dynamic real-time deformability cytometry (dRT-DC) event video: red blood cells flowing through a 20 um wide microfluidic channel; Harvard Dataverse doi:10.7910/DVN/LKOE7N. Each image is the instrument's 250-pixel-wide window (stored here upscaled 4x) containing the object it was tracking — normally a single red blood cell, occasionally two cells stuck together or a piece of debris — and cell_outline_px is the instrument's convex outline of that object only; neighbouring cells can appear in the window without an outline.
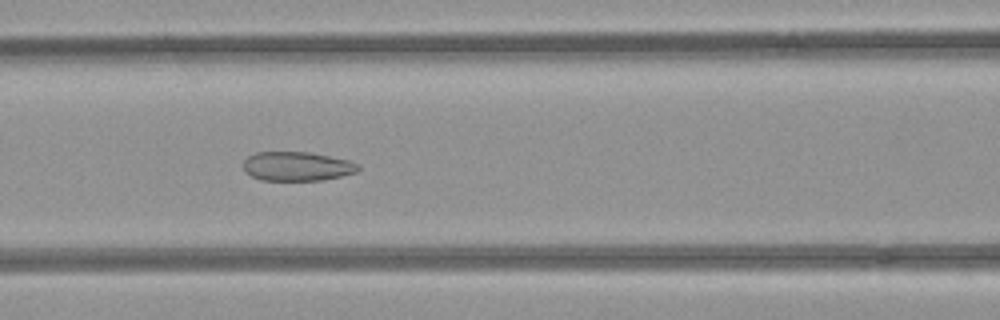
{"species": "common noctule bat (a hibernating species)", "species_latin": "Nyctalus noctula", "temperature_condition": "room temperature", "stored_images_in_passage": 40, "camera_frame_rate_fps": 3000, "um_per_image_px": 0.085, "animal": {"sex": "female", "body_mass_g": 21.9}, "frame": {"image": 1, "passage_image": 9, "time_ms": 2.667, "image_size_px": [1000, 320], "cell_outline_px": [[360, 168], [356, 172], [324, 180], [260, 180], [244, 172], [244, 160], [248, 156], [256, 152], [308, 152], [348, 160], [360, 164]], "centroid_in_image_um": [25.24, 14.14], "position_along_channel_um": 141.4, "area_um2": 19.48}}
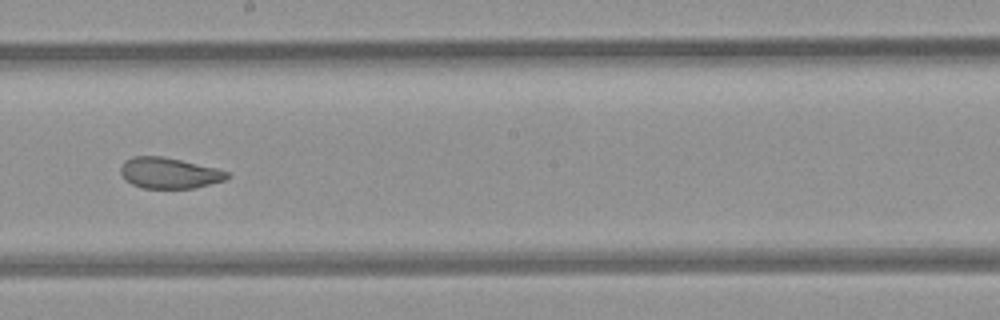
{"frame": {"image": 2, "passage_image": 16, "time_ms": 5.0, "image_size_px": [1000, 320], "cell_outline_px": [[228, 176], [224, 180], [192, 188], [144, 188], [132, 184], [120, 172], [120, 168], [124, 160], [132, 156], [160, 156], [180, 160], [216, 168], [228, 172]], "centroid_in_image_um": [14.34, 14.7], "position_along_channel_um": 233.9, "area_um2": 18.79}}
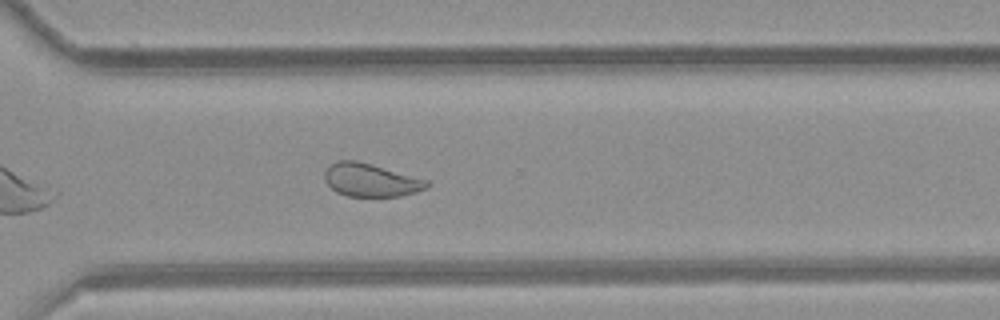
{"frame": {"image": 3, "passage_image": 24, "time_ms": 7.667, "image_size_px": [1000, 320], "cell_outline_px": [[428, 188], [416, 192], [400, 196], [348, 196], [336, 192], [324, 180], [324, 172], [336, 160], [356, 160], [372, 164], [428, 180]], "centroid_in_image_um": [31.51, 15.3], "position_along_channel_um": 339.1, "area_um2": 19.65}, "authors_computed_cell_mechanics": {"area_um2": 21.386, "velocity_mm_per_s": 3.9637, "shape_relaxation_time_tau1_ms": null, "shape_relaxation_time_tau2_ms": 1.0966, "deformation_change_tau1": null, "deformation_change_tau2": 0.074}}